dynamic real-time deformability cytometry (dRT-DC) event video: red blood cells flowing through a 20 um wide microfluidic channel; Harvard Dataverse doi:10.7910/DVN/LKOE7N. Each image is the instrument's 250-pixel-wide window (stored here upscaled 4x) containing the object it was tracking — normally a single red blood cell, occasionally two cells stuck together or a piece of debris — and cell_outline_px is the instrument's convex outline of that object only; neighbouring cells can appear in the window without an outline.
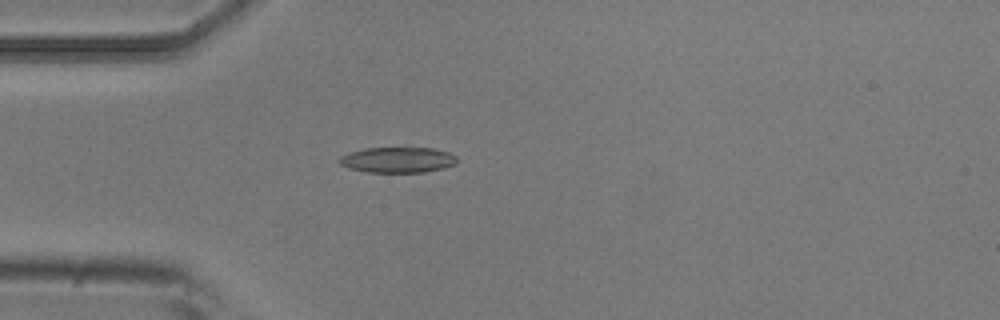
{"species": "common noctule bat (a hibernating species)", "species_latin": "Nyctalus noctula", "temperature_condition": "room temperature", "stored_images_in_passage": 5, "camera_frame_rate_fps": 3000, "um_per_image_px": 0.085, "animal": {"sex": "male", "body_mass_g": 20.5, "forearm_length_mm": 52.5}, "frame": {"image": 1, "passage_image": 5, "time_ms": 1.333, "image_size_px": [1000, 320], "cell_outline_px": [[456, 164], [444, 168], [424, 172], [368, 172], [348, 168], [340, 164], [336, 160], [340, 156], [348, 152], [364, 148], [432, 148], [448, 152], [456, 156]], "centroid_in_image_um": [33.76, 13.59], "position_along_channel_um": 51.2, "area_um2": 17.63}}